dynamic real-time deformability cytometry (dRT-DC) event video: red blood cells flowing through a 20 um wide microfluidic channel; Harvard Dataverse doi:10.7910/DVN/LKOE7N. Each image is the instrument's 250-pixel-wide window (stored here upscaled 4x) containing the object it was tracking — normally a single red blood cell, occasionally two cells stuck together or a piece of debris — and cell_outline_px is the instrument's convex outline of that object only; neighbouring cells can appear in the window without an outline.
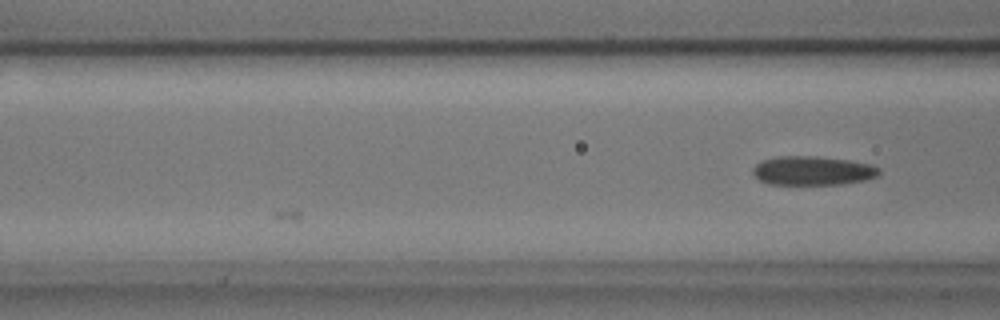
{"species": "common noctule bat (a hibernating species)", "species_latin": "Nyctalus noctula", "temperature_condition": "cold", "stored_images_in_passage": 5, "camera_frame_rate_fps": 3000, "um_per_image_px": 0.085, "animal": {"sex": "male", "body_mass_g": 17.9, "forearm_length_mm": 54.2}, "frame": {"image": 1, "passage_image": 5, "time_ms": 1.333, "image_size_px": [1000, 320], "cell_outline_px": [[880, 172], [876, 176], [864, 180], [844, 184], [768, 184], [760, 180], [752, 172], [752, 168], [760, 160], [776, 156], [816, 156], [848, 160], [872, 164], [880, 168]], "centroid_in_image_um": [69.06, 14.5], "position_along_channel_um": 97.5, "area_um2": 21.44}}